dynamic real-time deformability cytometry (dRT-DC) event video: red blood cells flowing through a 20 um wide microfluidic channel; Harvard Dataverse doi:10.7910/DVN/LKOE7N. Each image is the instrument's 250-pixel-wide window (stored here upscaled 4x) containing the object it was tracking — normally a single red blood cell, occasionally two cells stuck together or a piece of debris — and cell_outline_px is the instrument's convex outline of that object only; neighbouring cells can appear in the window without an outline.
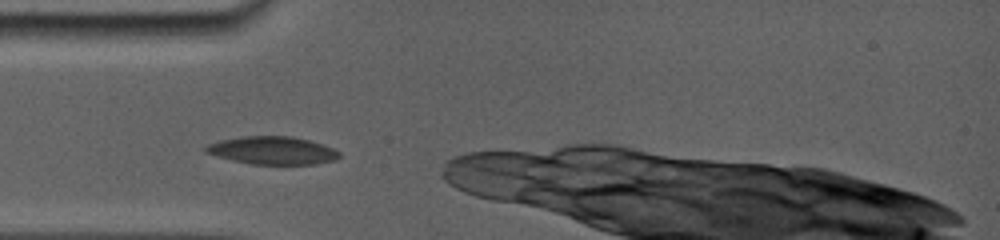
{"species": "common noctule bat (a hibernating species)", "species_latin": "Nyctalus noctula", "temperature_condition": "room temperature", "stored_images_in_passage": 3, "segment_of_instrument_passage": [1, 2], "camera_frame_rate_fps": 5000, "um_per_image_px": 0.085, "animal": {"sex": "female", "body_mass_g": 19.0, "forearm_length_mm": 56.7}, "frame": {"image": 1, "passage_image": 1, "time_ms": 0.0, "image_size_px": [1000, 240], "cell_outline_px": [[340, 156], [336, 160], [316, 164], [252, 164], [232, 160], [216, 156], [204, 152], [200, 148], [208, 144], [220, 140], [244, 136], [292, 136], [308, 140], [332, 148], [340, 152]], "centroid_in_image_um": [23.11, 12.79], "position_along_channel_um": 61.9, "area_um2": 21.73}}
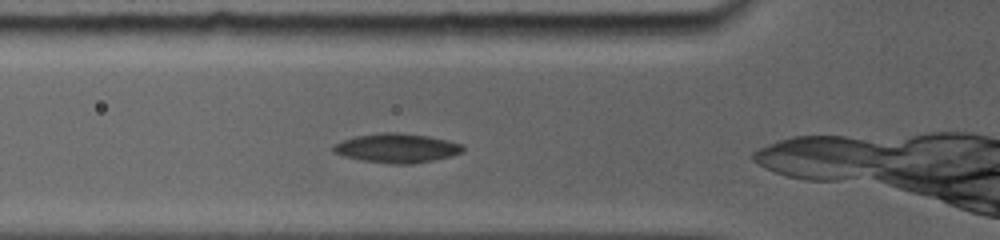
{"frame": {"image": 2, "passage_image": 2, "time_ms": 0.8, "image_size_px": [1000, 240], "cell_outline_px": [[464, 152], [432, 160], [412, 164], [388, 164], [360, 160], [344, 156], [332, 152], [332, 144], [356, 136], [380, 132], [396, 132], [428, 136], [464, 144]], "centroid_in_image_um": [33.7, 12.59], "position_along_channel_um": 92.1, "area_um2": 22.14}}